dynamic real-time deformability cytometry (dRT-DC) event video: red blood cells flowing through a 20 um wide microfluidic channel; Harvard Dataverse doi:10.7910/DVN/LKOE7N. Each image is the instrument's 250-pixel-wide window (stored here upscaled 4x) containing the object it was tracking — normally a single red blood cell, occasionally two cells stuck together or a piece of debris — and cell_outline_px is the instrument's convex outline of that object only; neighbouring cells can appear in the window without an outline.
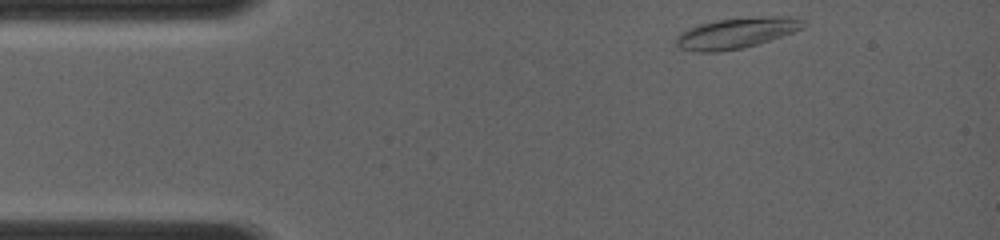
{"species": "common noctule bat (a hibernating species)", "species_latin": "Nyctalus noctula", "temperature_condition": "room temperature", "stored_images_in_passage": 3, "camera_frame_rate_fps": 4000, "um_per_image_px": 0.085, "animal": {"sex": "female", "body_mass_g": 19.0, "forearm_length_mm": 56.7}, "frame": {"image": 1, "passage_image": 1, "time_ms": 0.0, "image_size_px": [1000, 240], "cell_outline_px": [[808, 24], [804, 28], [744, 48], [716, 52], [692, 52], [680, 48], [676, 44], [676, 36], [680, 32], [688, 28], [700, 24], [716, 20], [772, 16], [788, 16], [804, 20]], "centroid_in_image_um": [62.57, 2.81], "position_along_channel_um": 22.4, "area_um2": 22.66}}
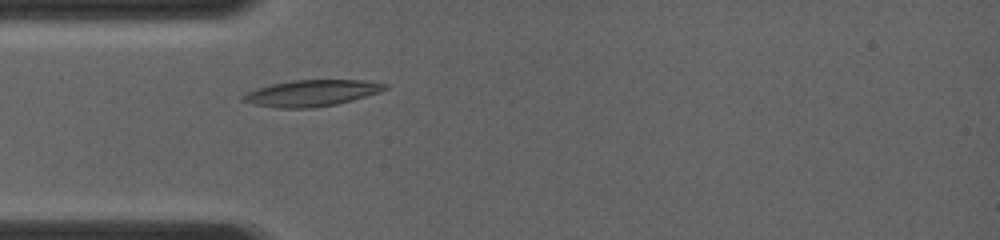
{"frame": {"image": 2, "passage_image": 3, "time_ms": 2.25, "image_size_px": [1000, 240], "cell_outline_px": [[388, 88], [380, 92], [352, 100], [336, 104], [312, 108], [276, 108], [252, 104], [240, 100], [248, 92], [256, 88], [272, 84], [292, 80], [368, 80], [388, 84]], "centroid_in_image_um": [26.5, 7.91], "position_along_channel_um": 58.5, "area_um2": 21.79}}